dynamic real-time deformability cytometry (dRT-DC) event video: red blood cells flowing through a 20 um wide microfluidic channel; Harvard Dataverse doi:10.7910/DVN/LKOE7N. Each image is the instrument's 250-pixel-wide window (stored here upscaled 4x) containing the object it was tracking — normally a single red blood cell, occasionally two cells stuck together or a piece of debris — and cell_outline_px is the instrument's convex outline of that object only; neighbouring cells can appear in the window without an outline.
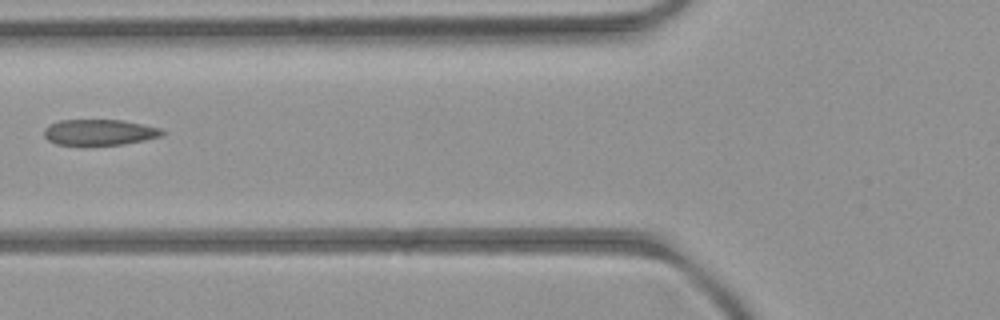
{"species": "common noctule bat (a hibernating species)", "species_latin": "Nyctalus noctula", "temperature_condition": "room temperature", "stored_images_in_passage": 4, "camera_frame_rate_fps": 3000, "um_per_image_px": 0.085, "animal": {"sex": "female", "body_mass_g": 21.9}, "frame": {"image": 1, "passage_image": 4, "time_ms": 3.0, "image_size_px": [1000, 320], "cell_outline_px": [[164, 132], [160, 136], [144, 140], [124, 144], [56, 144], [48, 140], [44, 136], [44, 128], [60, 120], [124, 120], [144, 124], [160, 128]], "centroid_in_image_um": [8.46, 11.23], "position_along_channel_um": 117.3, "area_um2": 17.51}}